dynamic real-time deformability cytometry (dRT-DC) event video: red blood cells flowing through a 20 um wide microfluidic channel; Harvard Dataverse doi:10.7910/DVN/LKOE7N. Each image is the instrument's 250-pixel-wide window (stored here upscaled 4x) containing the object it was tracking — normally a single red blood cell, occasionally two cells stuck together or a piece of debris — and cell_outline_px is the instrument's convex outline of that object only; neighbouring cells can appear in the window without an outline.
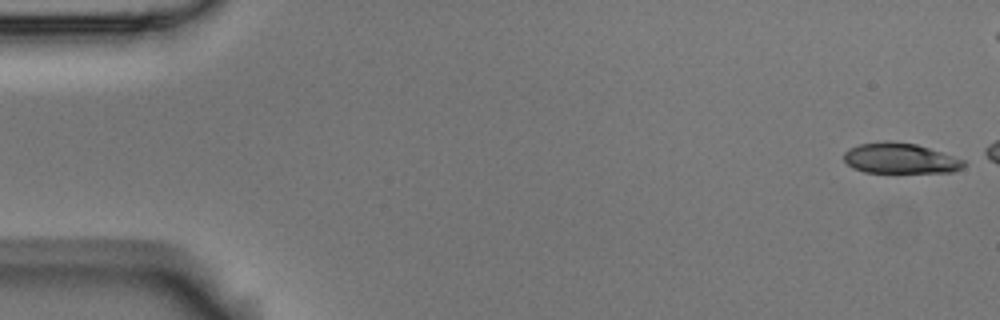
{"species": "Egyptian fruit bat (a non-hibernating species)", "species_latin": "Rousettus aegyptiacus", "temperature_condition": "room temperature", "stored_images_in_passage": 7, "camera_frame_rate_fps": 3000, "um_per_image_px": 0.085, "animal": {"sex": "male"}, "frame": {"image": 1, "passage_image": 1, "time_ms": 0.0, "image_size_px": [1000, 320], "cell_outline_px": [[968, 164], [964, 168], [952, 172], [864, 172], [852, 168], [844, 160], [844, 152], [848, 148], [860, 144], [884, 140], [888, 140], [916, 144], [964, 160]], "centroid_in_image_um": [76.5, 13.46], "position_along_channel_um": 8.5, "area_um2": 21.33}}